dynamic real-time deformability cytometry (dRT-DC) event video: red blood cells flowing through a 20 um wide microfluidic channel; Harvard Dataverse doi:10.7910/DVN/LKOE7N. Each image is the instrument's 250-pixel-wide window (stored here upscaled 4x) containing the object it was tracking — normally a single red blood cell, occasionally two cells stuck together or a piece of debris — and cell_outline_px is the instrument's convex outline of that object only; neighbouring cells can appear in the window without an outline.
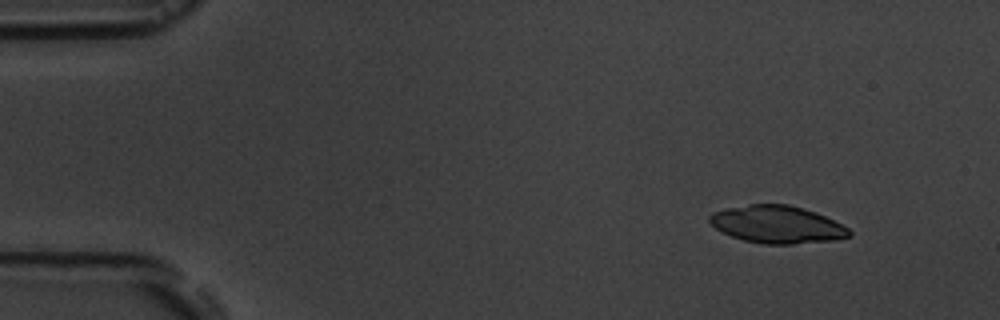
{"species": "common noctule bat (a hibernating species)", "species_latin": "Nyctalus noctula", "temperature_condition": "room temperature", "stored_images_in_passage": 3, "camera_frame_rate_fps": 3000, "um_per_image_px": 0.085, "animal": {"sex": "male", "body_mass_g": 19.5, "forearm_length_mm": 54.6}, "frame": {"image": 1, "passage_image": 1, "time_ms": 0.0, "image_size_px": [1000, 320], "cell_outline_px": [[852, 236], [836, 240], [792, 244], [764, 244], [744, 240], [732, 236], [716, 228], [708, 220], [708, 216], [712, 212], [728, 208], [748, 204], [788, 204], [816, 212], [848, 228], [852, 232]], "centroid_in_image_um": [66.07, 19.08], "position_along_channel_um": 18.9, "area_um2": 30.4}}